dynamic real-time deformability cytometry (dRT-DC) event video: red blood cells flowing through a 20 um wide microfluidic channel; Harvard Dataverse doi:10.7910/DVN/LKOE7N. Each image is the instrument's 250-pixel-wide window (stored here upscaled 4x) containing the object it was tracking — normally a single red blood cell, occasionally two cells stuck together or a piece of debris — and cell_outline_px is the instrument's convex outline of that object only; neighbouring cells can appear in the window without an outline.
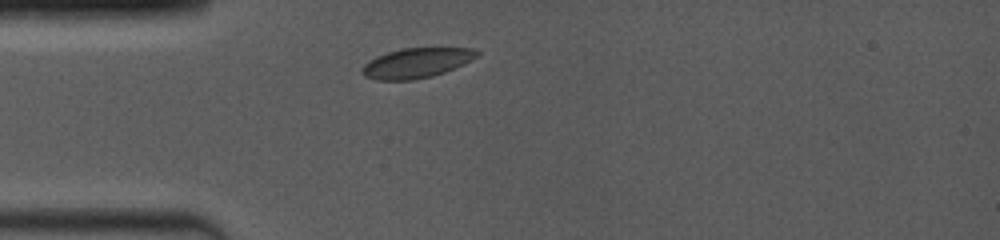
{"species": "common noctule bat (a hibernating species)", "species_latin": "Nyctalus noctula", "temperature_condition": "room temperature", "stored_images_in_passage": 2, "camera_frame_rate_fps": 4000, "um_per_image_px": 0.085, "animal": {"sex": "female", "body_mass_g": 19.0, "forearm_length_mm": 53.3}, "frame": {"image": 1, "passage_image": 1, "time_ms": 0.0, "image_size_px": [1000, 240], "cell_outline_px": [[480, 56], [464, 64], [444, 72], [432, 76], [412, 80], [376, 80], [364, 76], [360, 72], [360, 68], [368, 60], [376, 56], [388, 52], [404, 48], [476, 48], [480, 52]], "centroid_in_image_um": [35.4, 5.35], "position_along_channel_um": 49.6, "area_um2": 20.23}}